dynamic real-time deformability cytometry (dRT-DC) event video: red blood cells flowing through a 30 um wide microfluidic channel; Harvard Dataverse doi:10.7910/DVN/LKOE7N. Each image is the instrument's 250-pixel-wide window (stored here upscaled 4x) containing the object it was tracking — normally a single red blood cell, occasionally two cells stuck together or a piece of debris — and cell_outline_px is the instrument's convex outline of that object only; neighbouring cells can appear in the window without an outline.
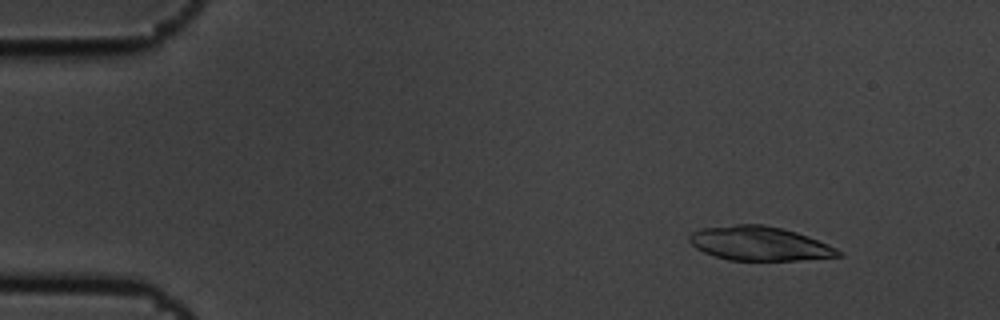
{"species": "common noctule bat (a hibernating species)", "species_latin": "Nyctalus noctula", "temperature_condition": "cold", "stored_images_in_passage": 6, "camera_frame_rate_fps": 3000, "um_per_image_px": 0.085, "animal": {"sex": "male", "body_mass_g": 19.5, "forearm_length_mm": 54.6}, "frame": {"image": 1, "passage_image": 2, "time_ms": 0.333, "image_size_px": [1000, 320], "cell_outline_px": [[844, 256], [796, 260], [728, 260], [704, 252], [696, 248], [688, 240], [688, 236], [692, 232], [700, 228], [736, 224], [764, 224], [796, 232], [808, 236], [828, 244], [844, 252]], "centroid_in_image_um": [64.56, 20.69], "position_along_channel_um": 20.4, "area_um2": 29.65}}